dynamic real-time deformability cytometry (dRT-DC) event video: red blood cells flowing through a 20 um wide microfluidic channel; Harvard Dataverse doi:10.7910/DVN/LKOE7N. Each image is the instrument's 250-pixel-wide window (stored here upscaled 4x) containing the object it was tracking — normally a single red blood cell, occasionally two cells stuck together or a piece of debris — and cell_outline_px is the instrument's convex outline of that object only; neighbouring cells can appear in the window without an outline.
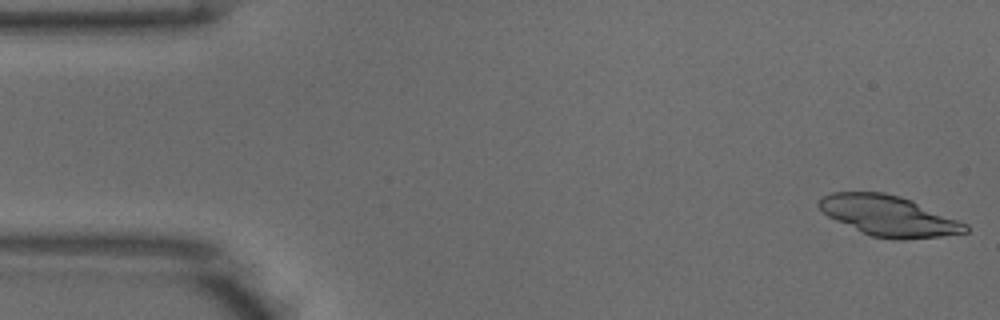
{"species": "common noctule bat (a hibernating species)", "species_latin": "Nyctalus noctula", "temperature_condition": "warm", "stored_images_in_passage": 49, "segment_of_instrument_passage": [1, 2], "camera_frame_rate_fps": 3000, "um_per_image_px": 0.085, "animal": {"sex": "male", "body_mass_g": 18.8}, "frame": {"image": 1, "passage_image": 1, "time_ms": 0.0, "image_size_px": [1000, 320], "cell_outline_px": [[968, 232], [940, 236], [908, 240], [892, 240], [872, 236], [860, 232], [828, 216], [816, 204], [824, 196], [832, 192], [884, 192], [900, 196], [912, 200], [968, 224]], "centroid_in_image_um": [75.56, 18.36], "position_along_channel_um": 9.4, "area_um2": 34.51}}